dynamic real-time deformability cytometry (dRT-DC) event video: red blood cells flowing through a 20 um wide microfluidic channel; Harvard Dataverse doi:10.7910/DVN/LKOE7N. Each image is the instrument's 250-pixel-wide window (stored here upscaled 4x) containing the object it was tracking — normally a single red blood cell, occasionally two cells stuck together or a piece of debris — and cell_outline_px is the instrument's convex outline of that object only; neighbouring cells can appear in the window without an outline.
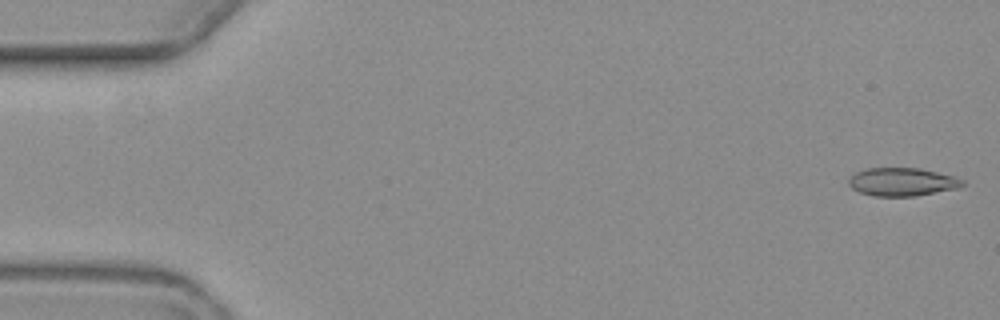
{"species": "common noctule bat (a hibernating species)", "species_latin": "Nyctalus noctula", "temperature_condition": "warm", "stored_images_in_passage": 8, "camera_frame_rate_fps": 3000, "um_per_image_px": 0.085, "animal": {"sex": "female", "body_mass_g": 19.3, "forearm_length_mm": 54.1}, "frame": {"image": 1, "passage_image": 1, "time_ms": 0.0, "image_size_px": [1000, 320], "cell_outline_px": [[964, 184], [960, 188], [916, 196], [872, 196], [860, 192], [852, 188], [848, 184], [848, 180], [856, 172], [864, 168], [920, 168], [956, 176], [964, 180]], "centroid_in_image_um": [76.72, 15.46], "position_along_channel_um": 8.3, "area_um2": 18.9}}
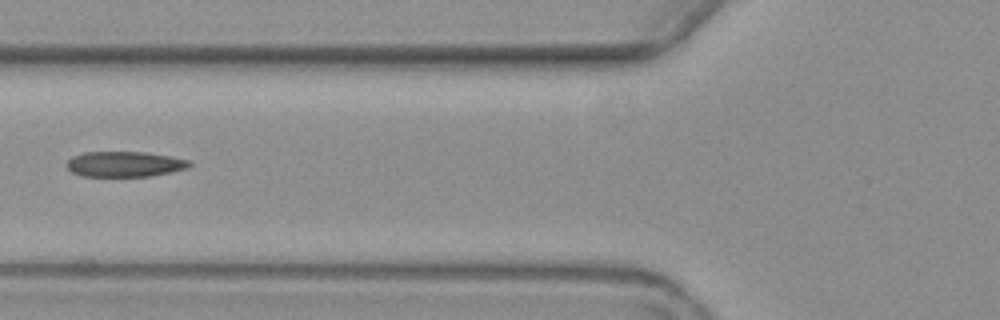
{"frame": {"image": 2, "passage_image": 6, "time_ms": 7.0, "image_size_px": [1000, 320], "cell_outline_px": [[192, 164], [188, 168], [148, 176], [80, 176], [72, 172], [64, 164], [72, 156], [84, 152], [144, 152], [172, 156], [188, 160]], "centroid_in_image_um": [10.56, 13.94], "position_along_channel_um": 115.2, "area_um2": 18.15}}
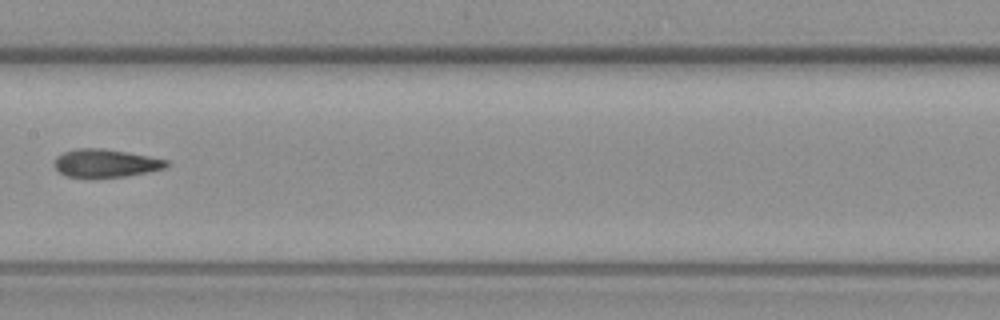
{"frame": {"image": 3, "passage_image": 8, "time_ms": 9.333, "image_size_px": [1000, 320], "cell_outline_px": [[172, 164], [164, 168], [148, 172], [128, 176], [92, 180], [88, 180], [64, 176], [56, 168], [56, 156], [64, 152], [76, 148], [104, 148], [148, 156], [168, 160]], "centroid_in_image_um": [8.97, 13.91], "position_along_channel_um": 198.4, "area_um2": 19.02}}